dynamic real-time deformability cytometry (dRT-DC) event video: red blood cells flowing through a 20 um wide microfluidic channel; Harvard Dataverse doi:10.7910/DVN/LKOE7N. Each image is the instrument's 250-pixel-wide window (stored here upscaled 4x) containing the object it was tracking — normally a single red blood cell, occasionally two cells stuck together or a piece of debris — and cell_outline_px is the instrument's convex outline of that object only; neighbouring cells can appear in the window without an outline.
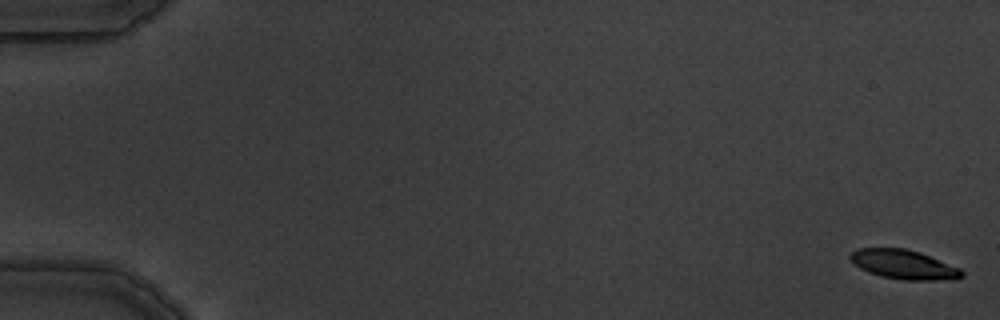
{"species": "common noctule bat (a hibernating species)", "species_latin": "Nyctalus noctula", "temperature_condition": "warm", "stored_images_in_passage": 8, "camera_frame_rate_fps": 3000, "um_per_image_px": 0.085, "animal": {"sex": "male", "body_mass_g": 19.5, "forearm_length_mm": 54.6}, "frame": {"image": 1, "passage_image": 1, "time_ms": 0.0, "image_size_px": [1000, 320], "cell_outline_px": [[964, 276], [956, 280], [904, 280], [880, 276], [868, 272], [860, 268], [848, 256], [856, 248], [904, 248], [920, 252], [960, 268], [964, 272]], "centroid_in_image_um": [76.86, 22.49], "position_along_channel_um": 8.1, "area_um2": 19.13}}
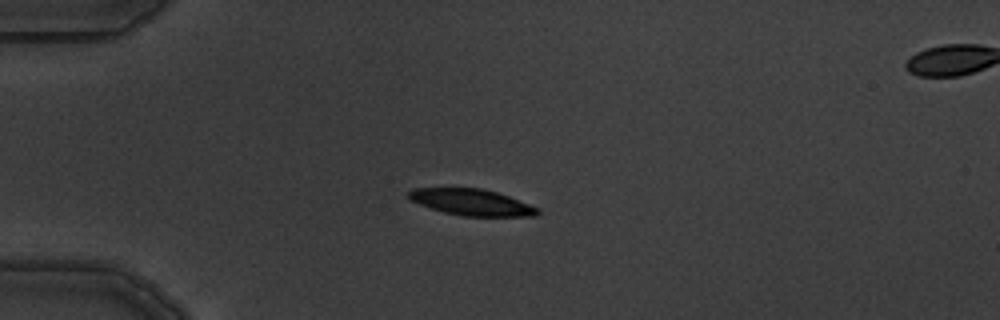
{"frame": {"image": 2, "passage_image": 5, "time_ms": 4.667, "image_size_px": [1000, 320], "cell_outline_px": [[540, 212], [536, 216], [460, 216], [444, 212], [408, 200], [408, 192], [416, 188], [480, 188], [496, 192], [508, 196], [540, 208]], "centroid_in_image_um": [40.1, 17.2], "position_along_channel_um": 44.9, "area_um2": 19.71}}
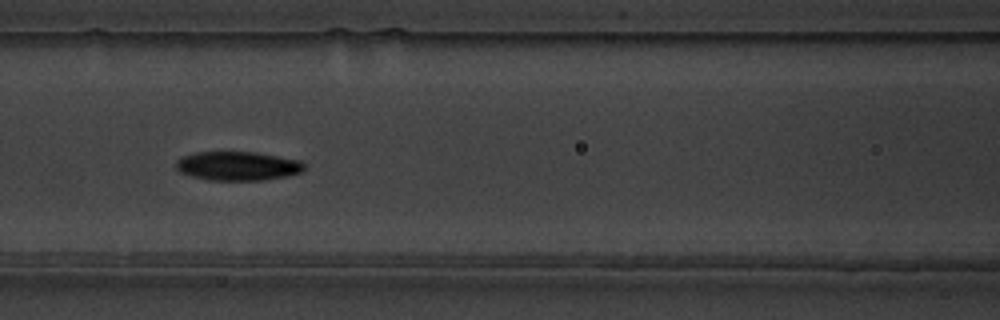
{"frame": {"image": 3, "passage_image": 8, "time_ms": 8.0, "image_size_px": [1000, 320], "cell_outline_px": [[304, 168], [300, 172], [284, 176], [264, 180], [208, 180], [192, 176], [180, 172], [176, 168], [176, 160], [184, 156], [196, 152], [256, 152], [300, 160], [304, 164]], "centroid_in_image_um": [20.18, 14.1], "position_along_channel_um": 146.4, "area_um2": 21.5}}